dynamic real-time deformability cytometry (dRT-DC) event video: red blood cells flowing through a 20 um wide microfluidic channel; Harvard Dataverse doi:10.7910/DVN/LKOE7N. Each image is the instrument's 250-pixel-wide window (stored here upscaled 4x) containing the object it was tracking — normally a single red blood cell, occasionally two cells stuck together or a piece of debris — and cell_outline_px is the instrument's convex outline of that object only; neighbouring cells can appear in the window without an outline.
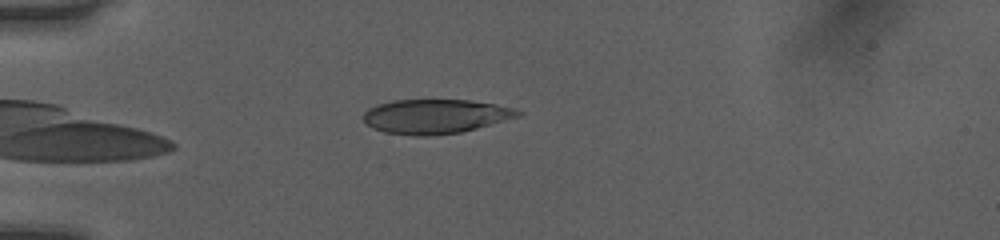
{"species": "human", "species_latin": "Homo sapiens", "temperature_condition": "room temperature", "stored_images_in_passage": 34, "camera_frame_rate_fps": 3000, "um_per_image_px": 0.085, "donor": {"sex": "female"}, "frame": {"image": 1, "passage_image": 2, "time_ms": 0.333, "image_size_px": [1000, 240], "cell_outline_px": [[524, 112], [520, 116], [476, 128], [460, 132], [428, 136], [416, 136], [384, 132], [372, 128], [364, 120], [364, 112], [368, 108], [392, 100], [468, 100], [492, 104], [512, 108]], "centroid_in_image_um": [36.98, 9.89], "position_along_channel_um": 48.0, "area_um2": 30.63}}
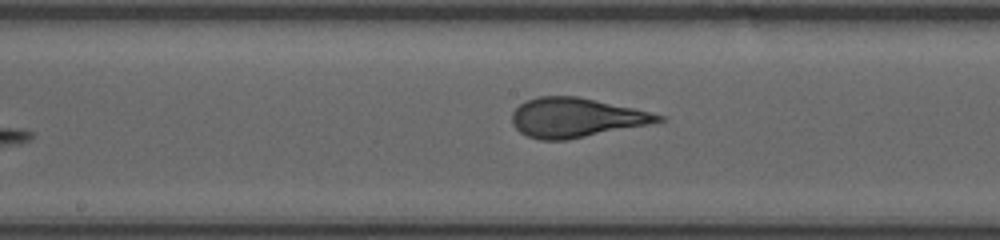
{"frame": {"image": 2, "passage_image": 15, "time_ms": 4.667, "image_size_px": [1000, 240], "cell_outline_px": [[664, 120], [648, 124], [568, 140], [540, 140], [528, 136], [520, 132], [512, 124], [512, 112], [520, 104], [528, 100], [540, 96], [576, 96], [632, 108], [664, 116]], "centroid_in_image_um": [48.9, 10.01], "position_along_channel_um": 199.3, "area_um2": 33.06}}
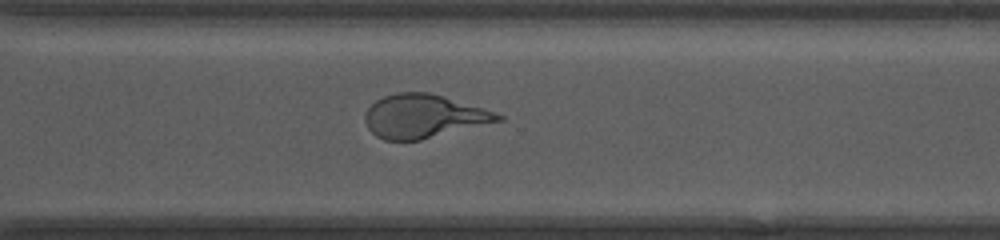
{"frame": {"image": 3, "passage_image": 25, "time_ms": 8.0, "image_size_px": [1000, 240], "cell_outline_px": [[504, 120], [420, 140], [384, 140], [376, 136], [368, 128], [364, 120], [364, 116], [368, 108], [376, 100], [384, 96], [400, 92], [428, 92], [484, 108], [504, 116]], "centroid_in_image_um": [35.99, 9.88], "position_along_channel_um": 334.6, "area_um2": 33.47}, "authors_computed_cell_mechanics": {"area_um2": 33.1194, "velocity_mm_per_s": 4.0793, "shape_relaxation_time_tau1_ms": 3.2775, "shape_relaxation_time_tau2_ms": null, "deformation_change_tau1": 0.1845, "deformation_change_tau2": null}}